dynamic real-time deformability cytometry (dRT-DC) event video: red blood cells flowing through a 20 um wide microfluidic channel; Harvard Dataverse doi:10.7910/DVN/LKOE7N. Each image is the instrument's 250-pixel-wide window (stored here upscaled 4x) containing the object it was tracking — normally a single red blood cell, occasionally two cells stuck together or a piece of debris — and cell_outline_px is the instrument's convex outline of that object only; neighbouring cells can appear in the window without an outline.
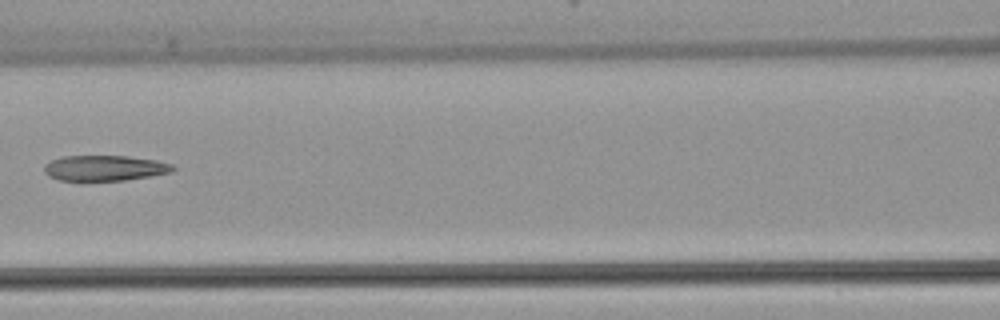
{"species": "common noctule bat (a hibernating species)", "species_latin": "Nyctalus noctula", "temperature_condition": "warm", "stored_images_in_passage": 6, "camera_frame_rate_fps": 3000, "um_per_image_px": 0.085, "animal": {"sex": "female", "body_mass_g": 22.7, "forearm_length_mm": 54.2}, "frame": {"image": 1, "passage_image": 6, "time_ms": 7.0, "image_size_px": [1000, 320], "cell_outline_px": [[176, 168], [172, 172], [124, 180], [84, 184], [80, 184], [56, 180], [48, 176], [44, 172], [44, 164], [52, 160], [64, 156], [128, 156], [156, 160], [172, 164]], "centroid_in_image_um": [8.81, 14.34], "position_along_channel_um": 157.8, "area_um2": 20.06}}